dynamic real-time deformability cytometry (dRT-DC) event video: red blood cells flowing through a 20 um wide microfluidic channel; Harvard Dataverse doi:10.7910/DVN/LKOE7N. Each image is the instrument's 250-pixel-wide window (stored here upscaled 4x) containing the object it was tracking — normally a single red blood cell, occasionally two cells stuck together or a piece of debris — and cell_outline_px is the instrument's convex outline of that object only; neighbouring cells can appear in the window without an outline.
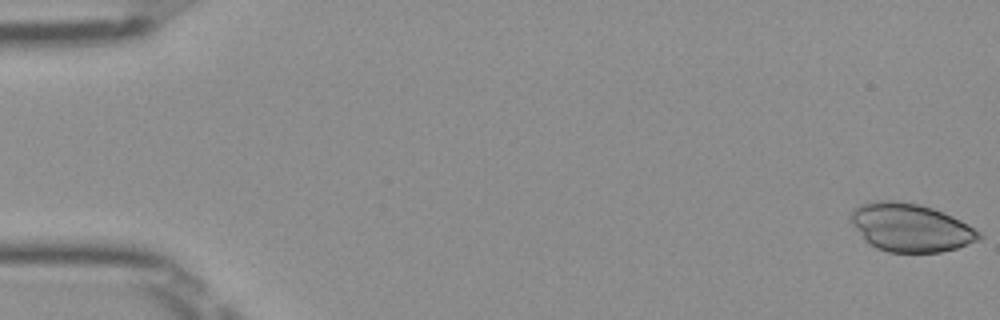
{"species": "Egyptian fruit bat (a non-hibernating species)", "species_latin": "Rousettus aegyptiacus", "temperature_condition": "room temperature", "stored_images_in_passage": 51, "camera_frame_rate_fps": 3000, "um_per_image_px": 0.085, "frame": {"image": 1, "passage_image": 1, "time_ms": 0.0, "image_size_px": [1000, 320], "cell_outline_px": [[984, 236], [980, 240], [956, 248], [940, 252], [888, 252], [876, 248], [864, 240], [852, 224], [848, 216], [852, 208], [864, 204], [880, 200], [892, 200], [920, 204], [932, 208], [952, 216], [968, 224], [980, 232]], "centroid_in_image_um": [77.38, 19.34], "position_along_channel_um": 7.6, "area_um2": 36.07}}
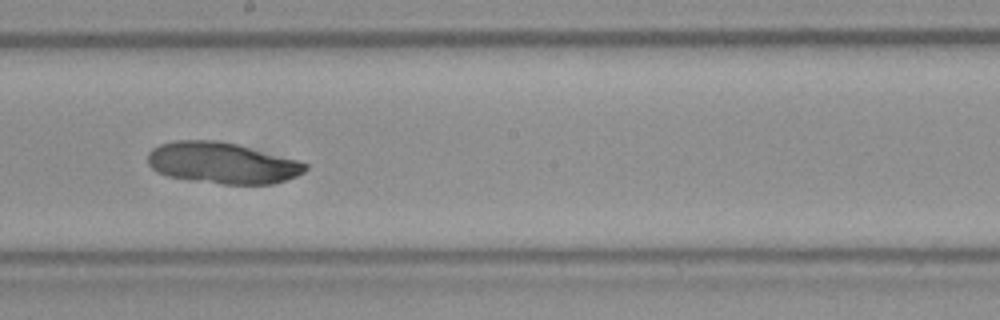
{"frame": {"image": 2, "passage_image": 29, "time_ms": 9.333, "image_size_px": [1000, 320], "cell_outline_px": [[308, 168], [304, 172], [296, 176], [272, 184], [220, 184], [192, 180], [168, 176], [156, 172], [148, 164], [148, 152], [152, 148], [160, 144], [176, 140], [220, 140], [300, 160], [308, 164]], "centroid_in_image_um": [18.89, 13.85], "position_along_channel_um": 229.3, "area_um2": 38.03}}
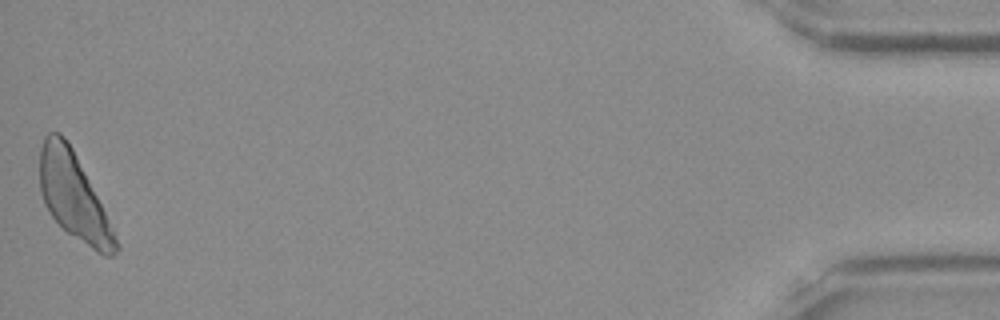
{"frame": {"image": 3, "passage_image": 51, "time_ms": 16.667, "image_size_px": [1000, 320], "cell_outline_px": [[120, 248], [112, 256], [104, 256], [96, 252], [68, 232], [52, 216], [44, 204], [40, 192], [40, 148], [44, 136], [48, 132], [60, 132], [68, 140], [120, 244]], "centroid_in_image_um": [6.23, 16.68], "position_along_channel_um": 429.0, "area_um2": 37.34}}